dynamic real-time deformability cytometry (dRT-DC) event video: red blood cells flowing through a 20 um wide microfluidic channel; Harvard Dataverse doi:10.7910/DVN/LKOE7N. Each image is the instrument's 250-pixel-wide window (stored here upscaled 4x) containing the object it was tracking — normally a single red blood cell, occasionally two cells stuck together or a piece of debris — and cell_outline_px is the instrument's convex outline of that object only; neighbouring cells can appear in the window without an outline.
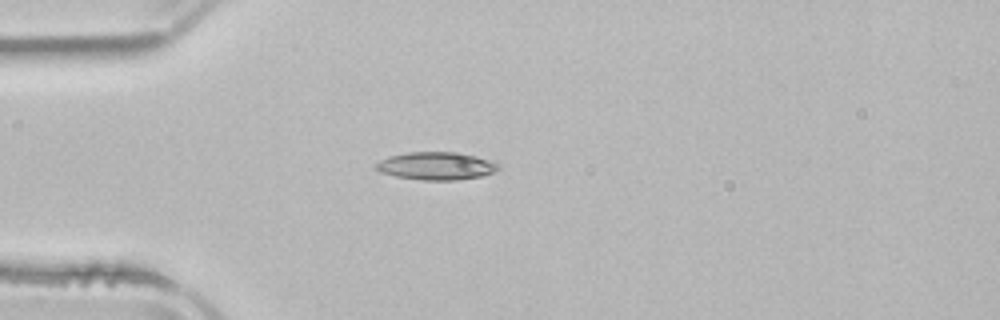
{"species": "common noctule bat (a hibernating species)", "species_latin": "Nyctalus noctula", "temperature_condition": "room temperature", "stored_images_in_passage": 1, "camera_frame_rate_fps": 3000, "um_per_image_px": 0.085, "animal": {"sex": "male", "body_mass_g": 21.5, "forearm_length_mm": 52.0}, "frame": {"image": 1, "passage_image": 1, "time_ms": 0.0, "image_size_px": [1000, 320], "cell_outline_px": [[500, 168], [496, 172], [484, 176], [456, 180], [420, 180], [396, 176], [380, 172], [376, 168], [376, 164], [380, 160], [388, 156], [408, 152], [460, 152], [488, 160], [496, 164]], "centroid_in_image_um": [37.08, 14.11], "position_along_channel_um": 47.9, "area_um2": 19.83}}